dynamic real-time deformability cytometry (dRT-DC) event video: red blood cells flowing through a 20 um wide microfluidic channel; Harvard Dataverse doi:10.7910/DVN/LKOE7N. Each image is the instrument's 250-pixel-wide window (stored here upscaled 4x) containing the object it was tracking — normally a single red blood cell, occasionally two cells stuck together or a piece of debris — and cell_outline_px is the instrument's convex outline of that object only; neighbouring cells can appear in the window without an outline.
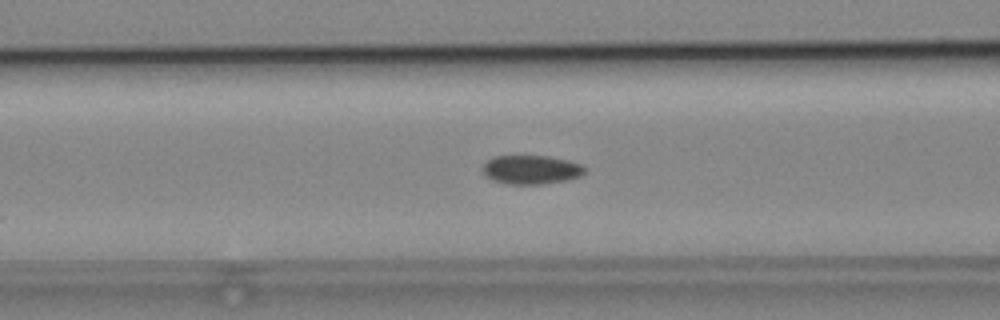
{"species": "common noctule bat (a hibernating species)", "species_latin": "Nyctalus noctula", "temperature_condition": "cold", "stored_images_in_passage": 21, "camera_frame_rate_fps": 3000, "um_per_image_px": 0.085, "animal": {"sex": "male", "body_mass_g": 19.2, "forearm_length_mm": 51.8}, "frame": {"image": 1, "passage_image": 6, "time_ms": 1.667, "image_size_px": [1000, 320], "cell_outline_px": [[584, 172], [580, 176], [564, 180], [540, 184], [508, 184], [492, 180], [480, 168], [492, 156], [548, 156], [568, 160], [580, 164], [584, 168]], "centroid_in_image_um": [45.11, 14.41], "position_along_channel_um": 121.5, "area_um2": 16.99}}
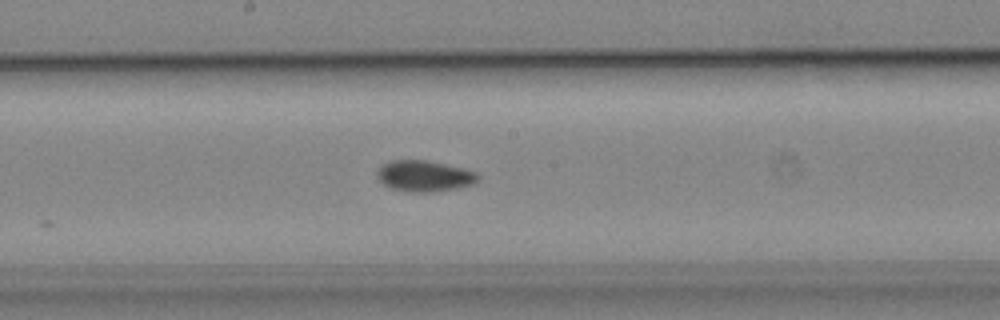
{"frame": {"image": 2, "passage_image": 13, "time_ms": 4.0, "image_size_px": [1000, 320], "cell_outline_px": [[480, 180], [472, 184], [452, 188], [424, 192], [412, 192], [392, 188], [384, 184], [376, 176], [376, 172], [380, 164], [392, 160], [428, 160], [464, 168], [476, 172], [480, 176]], "centroid_in_image_um": [36.05, 14.93], "position_along_channel_um": 212.2, "area_um2": 18.15}}
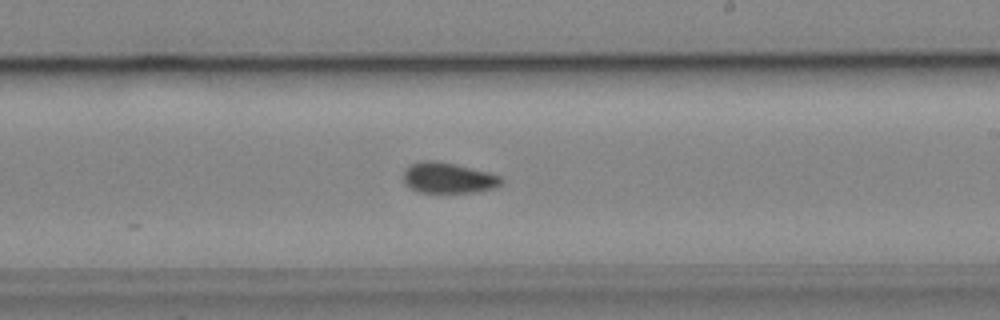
{"frame": {"image": 3, "passage_image": 16, "time_ms": 5.0, "image_size_px": [1000, 320], "cell_outline_px": [[504, 180], [496, 188], [472, 192], [420, 192], [408, 188], [404, 184], [404, 168], [408, 164], [420, 160], [436, 160], [456, 164], [488, 172], [500, 176]], "centroid_in_image_um": [38.05, 15.1], "position_along_channel_um": 251.0, "area_um2": 17.74}}